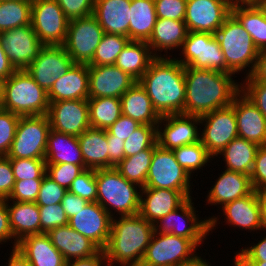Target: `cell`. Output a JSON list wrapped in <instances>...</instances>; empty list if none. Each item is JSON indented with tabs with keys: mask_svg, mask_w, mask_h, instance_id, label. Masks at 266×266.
<instances>
[{
	"mask_svg": "<svg viewBox=\"0 0 266 266\" xmlns=\"http://www.w3.org/2000/svg\"><path fill=\"white\" fill-rule=\"evenodd\" d=\"M234 74L215 70L185 67V105L182 114L203 116L208 112L228 107L241 91Z\"/></svg>",
	"mask_w": 266,
	"mask_h": 266,
	"instance_id": "cell-1",
	"label": "cell"
},
{
	"mask_svg": "<svg viewBox=\"0 0 266 266\" xmlns=\"http://www.w3.org/2000/svg\"><path fill=\"white\" fill-rule=\"evenodd\" d=\"M184 74L185 67L174 57H156L138 80L160 116L184 112Z\"/></svg>",
	"mask_w": 266,
	"mask_h": 266,
	"instance_id": "cell-2",
	"label": "cell"
},
{
	"mask_svg": "<svg viewBox=\"0 0 266 266\" xmlns=\"http://www.w3.org/2000/svg\"><path fill=\"white\" fill-rule=\"evenodd\" d=\"M112 218L111 232L103 249L108 266H140L155 232L140 214Z\"/></svg>",
	"mask_w": 266,
	"mask_h": 266,
	"instance_id": "cell-3",
	"label": "cell"
},
{
	"mask_svg": "<svg viewBox=\"0 0 266 266\" xmlns=\"http://www.w3.org/2000/svg\"><path fill=\"white\" fill-rule=\"evenodd\" d=\"M96 184V202L112 218L116 217L115 213L119 216L139 214L141 188L137 184L129 182L115 168L96 170Z\"/></svg>",
	"mask_w": 266,
	"mask_h": 266,
	"instance_id": "cell-4",
	"label": "cell"
},
{
	"mask_svg": "<svg viewBox=\"0 0 266 266\" xmlns=\"http://www.w3.org/2000/svg\"><path fill=\"white\" fill-rule=\"evenodd\" d=\"M214 35L225 57L227 69L234 75L246 70L244 77L250 76L259 50L239 21L230 14Z\"/></svg>",
	"mask_w": 266,
	"mask_h": 266,
	"instance_id": "cell-5",
	"label": "cell"
},
{
	"mask_svg": "<svg viewBox=\"0 0 266 266\" xmlns=\"http://www.w3.org/2000/svg\"><path fill=\"white\" fill-rule=\"evenodd\" d=\"M48 93L41 88L26 70H16L4 82L0 107L18 116L47 114Z\"/></svg>",
	"mask_w": 266,
	"mask_h": 266,
	"instance_id": "cell-6",
	"label": "cell"
},
{
	"mask_svg": "<svg viewBox=\"0 0 266 266\" xmlns=\"http://www.w3.org/2000/svg\"><path fill=\"white\" fill-rule=\"evenodd\" d=\"M193 199L189 198L183 205L154 224V230L158 233H168L190 239L197 247L204 243L209 233L216 229L218 216L200 219L196 214ZM196 210V211H195ZM200 219V220H199Z\"/></svg>",
	"mask_w": 266,
	"mask_h": 266,
	"instance_id": "cell-7",
	"label": "cell"
},
{
	"mask_svg": "<svg viewBox=\"0 0 266 266\" xmlns=\"http://www.w3.org/2000/svg\"><path fill=\"white\" fill-rule=\"evenodd\" d=\"M197 249L190 239L154 232L140 266H184L200 256Z\"/></svg>",
	"mask_w": 266,
	"mask_h": 266,
	"instance_id": "cell-8",
	"label": "cell"
},
{
	"mask_svg": "<svg viewBox=\"0 0 266 266\" xmlns=\"http://www.w3.org/2000/svg\"><path fill=\"white\" fill-rule=\"evenodd\" d=\"M50 130L47 114L21 116L7 157L10 159H45Z\"/></svg>",
	"mask_w": 266,
	"mask_h": 266,
	"instance_id": "cell-9",
	"label": "cell"
},
{
	"mask_svg": "<svg viewBox=\"0 0 266 266\" xmlns=\"http://www.w3.org/2000/svg\"><path fill=\"white\" fill-rule=\"evenodd\" d=\"M181 49L182 56L175 59L184 67L232 74L214 34L189 31Z\"/></svg>",
	"mask_w": 266,
	"mask_h": 266,
	"instance_id": "cell-10",
	"label": "cell"
},
{
	"mask_svg": "<svg viewBox=\"0 0 266 266\" xmlns=\"http://www.w3.org/2000/svg\"><path fill=\"white\" fill-rule=\"evenodd\" d=\"M191 178L177 162L172 150L163 149L158 145L154 147L145 187L177 190L189 199L193 198Z\"/></svg>",
	"mask_w": 266,
	"mask_h": 266,
	"instance_id": "cell-11",
	"label": "cell"
},
{
	"mask_svg": "<svg viewBox=\"0 0 266 266\" xmlns=\"http://www.w3.org/2000/svg\"><path fill=\"white\" fill-rule=\"evenodd\" d=\"M69 21L56 0H32L31 25L43 45H64Z\"/></svg>",
	"mask_w": 266,
	"mask_h": 266,
	"instance_id": "cell-12",
	"label": "cell"
},
{
	"mask_svg": "<svg viewBox=\"0 0 266 266\" xmlns=\"http://www.w3.org/2000/svg\"><path fill=\"white\" fill-rule=\"evenodd\" d=\"M104 30L93 15L69 21L64 48L74 63L89 64Z\"/></svg>",
	"mask_w": 266,
	"mask_h": 266,
	"instance_id": "cell-13",
	"label": "cell"
},
{
	"mask_svg": "<svg viewBox=\"0 0 266 266\" xmlns=\"http://www.w3.org/2000/svg\"><path fill=\"white\" fill-rule=\"evenodd\" d=\"M200 123L204 125L200 141L213 157H218V154L238 137L236 115L231 105L201 116Z\"/></svg>",
	"mask_w": 266,
	"mask_h": 266,
	"instance_id": "cell-14",
	"label": "cell"
},
{
	"mask_svg": "<svg viewBox=\"0 0 266 266\" xmlns=\"http://www.w3.org/2000/svg\"><path fill=\"white\" fill-rule=\"evenodd\" d=\"M200 124L199 116L182 113L161 116L156 126L157 145L166 150H173L197 143L200 141Z\"/></svg>",
	"mask_w": 266,
	"mask_h": 266,
	"instance_id": "cell-15",
	"label": "cell"
},
{
	"mask_svg": "<svg viewBox=\"0 0 266 266\" xmlns=\"http://www.w3.org/2000/svg\"><path fill=\"white\" fill-rule=\"evenodd\" d=\"M233 0H187L184 22L188 31L215 34L231 14Z\"/></svg>",
	"mask_w": 266,
	"mask_h": 266,
	"instance_id": "cell-16",
	"label": "cell"
},
{
	"mask_svg": "<svg viewBox=\"0 0 266 266\" xmlns=\"http://www.w3.org/2000/svg\"><path fill=\"white\" fill-rule=\"evenodd\" d=\"M74 64L63 45H44L26 71L47 93Z\"/></svg>",
	"mask_w": 266,
	"mask_h": 266,
	"instance_id": "cell-17",
	"label": "cell"
},
{
	"mask_svg": "<svg viewBox=\"0 0 266 266\" xmlns=\"http://www.w3.org/2000/svg\"><path fill=\"white\" fill-rule=\"evenodd\" d=\"M0 40L16 70H26L44 46L31 24L0 33Z\"/></svg>",
	"mask_w": 266,
	"mask_h": 266,
	"instance_id": "cell-18",
	"label": "cell"
},
{
	"mask_svg": "<svg viewBox=\"0 0 266 266\" xmlns=\"http://www.w3.org/2000/svg\"><path fill=\"white\" fill-rule=\"evenodd\" d=\"M47 116L51 129L78 137L90 128L88 100L50 102Z\"/></svg>",
	"mask_w": 266,
	"mask_h": 266,
	"instance_id": "cell-19",
	"label": "cell"
},
{
	"mask_svg": "<svg viewBox=\"0 0 266 266\" xmlns=\"http://www.w3.org/2000/svg\"><path fill=\"white\" fill-rule=\"evenodd\" d=\"M112 217L97 202H88L84 209L68 219V225L83 236L89 238L101 250L109 240Z\"/></svg>",
	"mask_w": 266,
	"mask_h": 266,
	"instance_id": "cell-20",
	"label": "cell"
},
{
	"mask_svg": "<svg viewBox=\"0 0 266 266\" xmlns=\"http://www.w3.org/2000/svg\"><path fill=\"white\" fill-rule=\"evenodd\" d=\"M89 98L121 96L131 88L137 80L116 65H88Z\"/></svg>",
	"mask_w": 266,
	"mask_h": 266,
	"instance_id": "cell-21",
	"label": "cell"
},
{
	"mask_svg": "<svg viewBox=\"0 0 266 266\" xmlns=\"http://www.w3.org/2000/svg\"><path fill=\"white\" fill-rule=\"evenodd\" d=\"M238 137L258 146L266 145V118L258 108L240 91L233 99Z\"/></svg>",
	"mask_w": 266,
	"mask_h": 266,
	"instance_id": "cell-22",
	"label": "cell"
},
{
	"mask_svg": "<svg viewBox=\"0 0 266 266\" xmlns=\"http://www.w3.org/2000/svg\"><path fill=\"white\" fill-rule=\"evenodd\" d=\"M140 190L139 214L153 225L188 200L182 192L177 190L147 187Z\"/></svg>",
	"mask_w": 266,
	"mask_h": 266,
	"instance_id": "cell-23",
	"label": "cell"
},
{
	"mask_svg": "<svg viewBox=\"0 0 266 266\" xmlns=\"http://www.w3.org/2000/svg\"><path fill=\"white\" fill-rule=\"evenodd\" d=\"M224 222L229 226L239 227L248 231H262L261 204L259 192L253 191L250 195L236 199L221 206Z\"/></svg>",
	"mask_w": 266,
	"mask_h": 266,
	"instance_id": "cell-24",
	"label": "cell"
},
{
	"mask_svg": "<svg viewBox=\"0 0 266 266\" xmlns=\"http://www.w3.org/2000/svg\"><path fill=\"white\" fill-rule=\"evenodd\" d=\"M77 99H89L88 64L74 63L65 74L56 80L48 92L49 103Z\"/></svg>",
	"mask_w": 266,
	"mask_h": 266,
	"instance_id": "cell-25",
	"label": "cell"
},
{
	"mask_svg": "<svg viewBox=\"0 0 266 266\" xmlns=\"http://www.w3.org/2000/svg\"><path fill=\"white\" fill-rule=\"evenodd\" d=\"M207 194L206 203L225 205L250 195L254 189L249 175L224 169Z\"/></svg>",
	"mask_w": 266,
	"mask_h": 266,
	"instance_id": "cell-26",
	"label": "cell"
},
{
	"mask_svg": "<svg viewBox=\"0 0 266 266\" xmlns=\"http://www.w3.org/2000/svg\"><path fill=\"white\" fill-rule=\"evenodd\" d=\"M231 14L250 34L258 50L266 49V6L261 0L234 1Z\"/></svg>",
	"mask_w": 266,
	"mask_h": 266,
	"instance_id": "cell-27",
	"label": "cell"
},
{
	"mask_svg": "<svg viewBox=\"0 0 266 266\" xmlns=\"http://www.w3.org/2000/svg\"><path fill=\"white\" fill-rule=\"evenodd\" d=\"M47 234L53 246L63 255L66 262L89 258L101 250L89 238L72 229L69 225L54 228Z\"/></svg>",
	"mask_w": 266,
	"mask_h": 266,
	"instance_id": "cell-28",
	"label": "cell"
},
{
	"mask_svg": "<svg viewBox=\"0 0 266 266\" xmlns=\"http://www.w3.org/2000/svg\"><path fill=\"white\" fill-rule=\"evenodd\" d=\"M131 0H95L93 16L104 33L119 34L129 38Z\"/></svg>",
	"mask_w": 266,
	"mask_h": 266,
	"instance_id": "cell-29",
	"label": "cell"
},
{
	"mask_svg": "<svg viewBox=\"0 0 266 266\" xmlns=\"http://www.w3.org/2000/svg\"><path fill=\"white\" fill-rule=\"evenodd\" d=\"M188 32L184 21L157 18L147 44L155 57H172L168 50L181 49ZM163 50L166 54L162 55Z\"/></svg>",
	"mask_w": 266,
	"mask_h": 266,
	"instance_id": "cell-30",
	"label": "cell"
},
{
	"mask_svg": "<svg viewBox=\"0 0 266 266\" xmlns=\"http://www.w3.org/2000/svg\"><path fill=\"white\" fill-rule=\"evenodd\" d=\"M16 249L31 266H65L63 255L53 246L47 233L29 235L17 242Z\"/></svg>",
	"mask_w": 266,
	"mask_h": 266,
	"instance_id": "cell-31",
	"label": "cell"
},
{
	"mask_svg": "<svg viewBox=\"0 0 266 266\" xmlns=\"http://www.w3.org/2000/svg\"><path fill=\"white\" fill-rule=\"evenodd\" d=\"M45 162L46 165L71 163L87 169L78 138L54 129L48 134Z\"/></svg>",
	"mask_w": 266,
	"mask_h": 266,
	"instance_id": "cell-32",
	"label": "cell"
},
{
	"mask_svg": "<svg viewBox=\"0 0 266 266\" xmlns=\"http://www.w3.org/2000/svg\"><path fill=\"white\" fill-rule=\"evenodd\" d=\"M122 115L141 125H157L161 116L154 109L146 90L137 81L121 96Z\"/></svg>",
	"mask_w": 266,
	"mask_h": 266,
	"instance_id": "cell-33",
	"label": "cell"
},
{
	"mask_svg": "<svg viewBox=\"0 0 266 266\" xmlns=\"http://www.w3.org/2000/svg\"><path fill=\"white\" fill-rule=\"evenodd\" d=\"M84 164L87 169L109 168L107 131L88 128L78 137Z\"/></svg>",
	"mask_w": 266,
	"mask_h": 266,
	"instance_id": "cell-34",
	"label": "cell"
},
{
	"mask_svg": "<svg viewBox=\"0 0 266 266\" xmlns=\"http://www.w3.org/2000/svg\"><path fill=\"white\" fill-rule=\"evenodd\" d=\"M6 204L14 242L29 235L40 234V213L35 202L6 201Z\"/></svg>",
	"mask_w": 266,
	"mask_h": 266,
	"instance_id": "cell-35",
	"label": "cell"
},
{
	"mask_svg": "<svg viewBox=\"0 0 266 266\" xmlns=\"http://www.w3.org/2000/svg\"><path fill=\"white\" fill-rule=\"evenodd\" d=\"M155 58L147 42L129 41L114 65L138 81Z\"/></svg>",
	"mask_w": 266,
	"mask_h": 266,
	"instance_id": "cell-36",
	"label": "cell"
},
{
	"mask_svg": "<svg viewBox=\"0 0 266 266\" xmlns=\"http://www.w3.org/2000/svg\"><path fill=\"white\" fill-rule=\"evenodd\" d=\"M259 146L246 139H233L218 155L223 156L226 170L251 174Z\"/></svg>",
	"mask_w": 266,
	"mask_h": 266,
	"instance_id": "cell-37",
	"label": "cell"
},
{
	"mask_svg": "<svg viewBox=\"0 0 266 266\" xmlns=\"http://www.w3.org/2000/svg\"><path fill=\"white\" fill-rule=\"evenodd\" d=\"M130 10V41L147 42L157 20L154 0H131Z\"/></svg>",
	"mask_w": 266,
	"mask_h": 266,
	"instance_id": "cell-38",
	"label": "cell"
},
{
	"mask_svg": "<svg viewBox=\"0 0 266 266\" xmlns=\"http://www.w3.org/2000/svg\"><path fill=\"white\" fill-rule=\"evenodd\" d=\"M88 106L89 122L92 128L107 130L122 115V105L120 98H89Z\"/></svg>",
	"mask_w": 266,
	"mask_h": 266,
	"instance_id": "cell-39",
	"label": "cell"
},
{
	"mask_svg": "<svg viewBox=\"0 0 266 266\" xmlns=\"http://www.w3.org/2000/svg\"><path fill=\"white\" fill-rule=\"evenodd\" d=\"M154 148H148L139 153L125 157L114 168L129 182L145 187L147 174L151 165Z\"/></svg>",
	"mask_w": 266,
	"mask_h": 266,
	"instance_id": "cell-40",
	"label": "cell"
},
{
	"mask_svg": "<svg viewBox=\"0 0 266 266\" xmlns=\"http://www.w3.org/2000/svg\"><path fill=\"white\" fill-rule=\"evenodd\" d=\"M32 0L0 1V33L31 24Z\"/></svg>",
	"mask_w": 266,
	"mask_h": 266,
	"instance_id": "cell-41",
	"label": "cell"
},
{
	"mask_svg": "<svg viewBox=\"0 0 266 266\" xmlns=\"http://www.w3.org/2000/svg\"><path fill=\"white\" fill-rule=\"evenodd\" d=\"M175 154L177 162L185 169L190 175L197 173V170L206 166L207 164L215 159L208 150L203 146L202 142L199 141L194 144L177 147L172 150ZM211 160V161H210ZM203 167V168H202Z\"/></svg>",
	"mask_w": 266,
	"mask_h": 266,
	"instance_id": "cell-42",
	"label": "cell"
},
{
	"mask_svg": "<svg viewBox=\"0 0 266 266\" xmlns=\"http://www.w3.org/2000/svg\"><path fill=\"white\" fill-rule=\"evenodd\" d=\"M130 39L119 34L104 33L99 45L96 48L94 57L88 65H113L118 55L127 45Z\"/></svg>",
	"mask_w": 266,
	"mask_h": 266,
	"instance_id": "cell-43",
	"label": "cell"
},
{
	"mask_svg": "<svg viewBox=\"0 0 266 266\" xmlns=\"http://www.w3.org/2000/svg\"><path fill=\"white\" fill-rule=\"evenodd\" d=\"M157 125H141L124 141L125 157L157 145Z\"/></svg>",
	"mask_w": 266,
	"mask_h": 266,
	"instance_id": "cell-44",
	"label": "cell"
},
{
	"mask_svg": "<svg viewBox=\"0 0 266 266\" xmlns=\"http://www.w3.org/2000/svg\"><path fill=\"white\" fill-rule=\"evenodd\" d=\"M13 169L14 179L29 180V179H43L46 175L45 159H10Z\"/></svg>",
	"mask_w": 266,
	"mask_h": 266,
	"instance_id": "cell-45",
	"label": "cell"
},
{
	"mask_svg": "<svg viewBox=\"0 0 266 266\" xmlns=\"http://www.w3.org/2000/svg\"><path fill=\"white\" fill-rule=\"evenodd\" d=\"M69 192L88 202L97 200L96 170L85 169L77 176L68 189Z\"/></svg>",
	"mask_w": 266,
	"mask_h": 266,
	"instance_id": "cell-46",
	"label": "cell"
},
{
	"mask_svg": "<svg viewBox=\"0 0 266 266\" xmlns=\"http://www.w3.org/2000/svg\"><path fill=\"white\" fill-rule=\"evenodd\" d=\"M20 116L0 107V156L10 151Z\"/></svg>",
	"mask_w": 266,
	"mask_h": 266,
	"instance_id": "cell-47",
	"label": "cell"
},
{
	"mask_svg": "<svg viewBox=\"0 0 266 266\" xmlns=\"http://www.w3.org/2000/svg\"><path fill=\"white\" fill-rule=\"evenodd\" d=\"M38 207L40 213V234L48 233L54 228L68 225V218L62 203Z\"/></svg>",
	"mask_w": 266,
	"mask_h": 266,
	"instance_id": "cell-48",
	"label": "cell"
},
{
	"mask_svg": "<svg viewBox=\"0 0 266 266\" xmlns=\"http://www.w3.org/2000/svg\"><path fill=\"white\" fill-rule=\"evenodd\" d=\"M84 169L71 163L46 165V175L66 190Z\"/></svg>",
	"mask_w": 266,
	"mask_h": 266,
	"instance_id": "cell-49",
	"label": "cell"
},
{
	"mask_svg": "<svg viewBox=\"0 0 266 266\" xmlns=\"http://www.w3.org/2000/svg\"><path fill=\"white\" fill-rule=\"evenodd\" d=\"M42 180L43 179H29L15 181L13 190L6 201L35 202Z\"/></svg>",
	"mask_w": 266,
	"mask_h": 266,
	"instance_id": "cell-50",
	"label": "cell"
},
{
	"mask_svg": "<svg viewBox=\"0 0 266 266\" xmlns=\"http://www.w3.org/2000/svg\"><path fill=\"white\" fill-rule=\"evenodd\" d=\"M67 191L68 190L61 187L59 184L45 175L41 182L40 190L35 203L38 206H49L61 203Z\"/></svg>",
	"mask_w": 266,
	"mask_h": 266,
	"instance_id": "cell-51",
	"label": "cell"
},
{
	"mask_svg": "<svg viewBox=\"0 0 266 266\" xmlns=\"http://www.w3.org/2000/svg\"><path fill=\"white\" fill-rule=\"evenodd\" d=\"M241 92L258 108L266 118V83L257 82L251 76L244 77Z\"/></svg>",
	"mask_w": 266,
	"mask_h": 266,
	"instance_id": "cell-52",
	"label": "cell"
},
{
	"mask_svg": "<svg viewBox=\"0 0 266 266\" xmlns=\"http://www.w3.org/2000/svg\"><path fill=\"white\" fill-rule=\"evenodd\" d=\"M157 18L184 21L187 0H154Z\"/></svg>",
	"mask_w": 266,
	"mask_h": 266,
	"instance_id": "cell-53",
	"label": "cell"
},
{
	"mask_svg": "<svg viewBox=\"0 0 266 266\" xmlns=\"http://www.w3.org/2000/svg\"><path fill=\"white\" fill-rule=\"evenodd\" d=\"M69 20L93 14L95 0H56Z\"/></svg>",
	"mask_w": 266,
	"mask_h": 266,
	"instance_id": "cell-54",
	"label": "cell"
},
{
	"mask_svg": "<svg viewBox=\"0 0 266 266\" xmlns=\"http://www.w3.org/2000/svg\"><path fill=\"white\" fill-rule=\"evenodd\" d=\"M250 178L255 191L266 190V145L259 146L257 149Z\"/></svg>",
	"mask_w": 266,
	"mask_h": 266,
	"instance_id": "cell-55",
	"label": "cell"
},
{
	"mask_svg": "<svg viewBox=\"0 0 266 266\" xmlns=\"http://www.w3.org/2000/svg\"><path fill=\"white\" fill-rule=\"evenodd\" d=\"M258 243H252L250 247L241 248L237 251L234 262H266V235Z\"/></svg>",
	"mask_w": 266,
	"mask_h": 266,
	"instance_id": "cell-56",
	"label": "cell"
},
{
	"mask_svg": "<svg viewBox=\"0 0 266 266\" xmlns=\"http://www.w3.org/2000/svg\"><path fill=\"white\" fill-rule=\"evenodd\" d=\"M15 179L10 158L0 156V200L7 199L14 187Z\"/></svg>",
	"mask_w": 266,
	"mask_h": 266,
	"instance_id": "cell-57",
	"label": "cell"
},
{
	"mask_svg": "<svg viewBox=\"0 0 266 266\" xmlns=\"http://www.w3.org/2000/svg\"><path fill=\"white\" fill-rule=\"evenodd\" d=\"M141 124L130 117L121 115L106 131L121 140H126Z\"/></svg>",
	"mask_w": 266,
	"mask_h": 266,
	"instance_id": "cell-58",
	"label": "cell"
},
{
	"mask_svg": "<svg viewBox=\"0 0 266 266\" xmlns=\"http://www.w3.org/2000/svg\"><path fill=\"white\" fill-rule=\"evenodd\" d=\"M109 168L117 166L124 158V140L116 138L107 132Z\"/></svg>",
	"mask_w": 266,
	"mask_h": 266,
	"instance_id": "cell-59",
	"label": "cell"
},
{
	"mask_svg": "<svg viewBox=\"0 0 266 266\" xmlns=\"http://www.w3.org/2000/svg\"><path fill=\"white\" fill-rule=\"evenodd\" d=\"M14 237L10 227L9 212L7 209L6 199L0 200V244L6 243L11 240L13 246L12 249H15L17 242H14ZM13 241V242H12Z\"/></svg>",
	"mask_w": 266,
	"mask_h": 266,
	"instance_id": "cell-60",
	"label": "cell"
},
{
	"mask_svg": "<svg viewBox=\"0 0 266 266\" xmlns=\"http://www.w3.org/2000/svg\"><path fill=\"white\" fill-rule=\"evenodd\" d=\"M61 203L66 213V216L69 219L72 216L76 215L80 209H84L88 201L67 191Z\"/></svg>",
	"mask_w": 266,
	"mask_h": 266,
	"instance_id": "cell-61",
	"label": "cell"
},
{
	"mask_svg": "<svg viewBox=\"0 0 266 266\" xmlns=\"http://www.w3.org/2000/svg\"><path fill=\"white\" fill-rule=\"evenodd\" d=\"M65 266H108L105 258V253L100 250L94 256L84 259H75L66 262Z\"/></svg>",
	"mask_w": 266,
	"mask_h": 266,
	"instance_id": "cell-62",
	"label": "cell"
},
{
	"mask_svg": "<svg viewBox=\"0 0 266 266\" xmlns=\"http://www.w3.org/2000/svg\"><path fill=\"white\" fill-rule=\"evenodd\" d=\"M250 76L257 82L266 83V49L259 51L254 70Z\"/></svg>",
	"mask_w": 266,
	"mask_h": 266,
	"instance_id": "cell-63",
	"label": "cell"
},
{
	"mask_svg": "<svg viewBox=\"0 0 266 266\" xmlns=\"http://www.w3.org/2000/svg\"><path fill=\"white\" fill-rule=\"evenodd\" d=\"M16 69L10 63L8 56L5 52V49L2 46L0 40V77L4 80L8 79Z\"/></svg>",
	"mask_w": 266,
	"mask_h": 266,
	"instance_id": "cell-64",
	"label": "cell"
},
{
	"mask_svg": "<svg viewBox=\"0 0 266 266\" xmlns=\"http://www.w3.org/2000/svg\"><path fill=\"white\" fill-rule=\"evenodd\" d=\"M7 261L5 266H31L29 261L16 248L11 250Z\"/></svg>",
	"mask_w": 266,
	"mask_h": 266,
	"instance_id": "cell-65",
	"label": "cell"
},
{
	"mask_svg": "<svg viewBox=\"0 0 266 266\" xmlns=\"http://www.w3.org/2000/svg\"><path fill=\"white\" fill-rule=\"evenodd\" d=\"M259 201L261 204L262 230H266V190L259 192Z\"/></svg>",
	"mask_w": 266,
	"mask_h": 266,
	"instance_id": "cell-66",
	"label": "cell"
},
{
	"mask_svg": "<svg viewBox=\"0 0 266 266\" xmlns=\"http://www.w3.org/2000/svg\"><path fill=\"white\" fill-rule=\"evenodd\" d=\"M206 259L204 260L201 256H199L194 262L190 264H186L184 266H211Z\"/></svg>",
	"mask_w": 266,
	"mask_h": 266,
	"instance_id": "cell-67",
	"label": "cell"
},
{
	"mask_svg": "<svg viewBox=\"0 0 266 266\" xmlns=\"http://www.w3.org/2000/svg\"><path fill=\"white\" fill-rule=\"evenodd\" d=\"M234 266H266V262H234Z\"/></svg>",
	"mask_w": 266,
	"mask_h": 266,
	"instance_id": "cell-68",
	"label": "cell"
},
{
	"mask_svg": "<svg viewBox=\"0 0 266 266\" xmlns=\"http://www.w3.org/2000/svg\"><path fill=\"white\" fill-rule=\"evenodd\" d=\"M4 82L5 80L0 77V104L3 98Z\"/></svg>",
	"mask_w": 266,
	"mask_h": 266,
	"instance_id": "cell-69",
	"label": "cell"
},
{
	"mask_svg": "<svg viewBox=\"0 0 266 266\" xmlns=\"http://www.w3.org/2000/svg\"><path fill=\"white\" fill-rule=\"evenodd\" d=\"M263 2V4L266 6V0H261Z\"/></svg>",
	"mask_w": 266,
	"mask_h": 266,
	"instance_id": "cell-70",
	"label": "cell"
},
{
	"mask_svg": "<svg viewBox=\"0 0 266 266\" xmlns=\"http://www.w3.org/2000/svg\"><path fill=\"white\" fill-rule=\"evenodd\" d=\"M233 1H249V0H233Z\"/></svg>",
	"mask_w": 266,
	"mask_h": 266,
	"instance_id": "cell-71",
	"label": "cell"
}]
</instances>
